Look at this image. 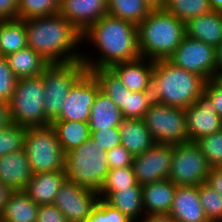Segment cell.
Wrapping results in <instances>:
<instances>
[{"label": "cell", "instance_id": "1", "mask_svg": "<svg viewBox=\"0 0 222 222\" xmlns=\"http://www.w3.org/2000/svg\"><path fill=\"white\" fill-rule=\"evenodd\" d=\"M82 43H84L82 46L89 43L92 48L94 47L91 50L97 51V54L94 52L92 54L90 51L88 54L82 52L81 61L87 71L96 68H110L116 63L130 62L141 58L137 25L109 14L91 24L82 33Z\"/></svg>", "mask_w": 222, "mask_h": 222}, {"label": "cell", "instance_id": "2", "mask_svg": "<svg viewBox=\"0 0 222 222\" xmlns=\"http://www.w3.org/2000/svg\"><path fill=\"white\" fill-rule=\"evenodd\" d=\"M24 23L28 47L50 64L82 59V33L59 13L26 19Z\"/></svg>", "mask_w": 222, "mask_h": 222}, {"label": "cell", "instance_id": "3", "mask_svg": "<svg viewBox=\"0 0 222 222\" xmlns=\"http://www.w3.org/2000/svg\"><path fill=\"white\" fill-rule=\"evenodd\" d=\"M142 58L168 60L186 36V24L163 8L152 9L137 25Z\"/></svg>", "mask_w": 222, "mask_h": 222}, {"label": "cell", "instance_id": "4", "mask_svg": "<svg viewBox=\"0 0 222 222\" xmlns=\"http://www.w3.org/2000/svg\"><path fill=\"white\" fill-rule=\"evenodd\" d=\"M205 82L201 76L176 67L168 60H157L150 93L156 102L185 109L203 94Z\"/></svg>", "mask_w": 222, "mask_h": 222}, {"label": "cell", "instance_id": "5", "mask_svg": "<svg viewBox=\"0 0 222 222\" xmlns=\"http://www.w3.org/2000/svg\"><path fill=\"white\" fill-rule=\"evenodd\" d=\"M92 138L65 154V173L69 181L99 192L110 166L106 152Z\"/></svg>", "mask_w": 222, "mask_h": 222}, {"label": "cell", "instance_id": "6", "mask_svg": "<svg viewBox=\"0 0 222 222\" xmlns=\"http://www.w3.org/2000/svg\"><path fill=\"white\" fill-rule=\"evenodd\" d=\"M42 75L17 79L9 104L12 123L26 128L51 125L44 111Z\"/></svg>", "mask_w": 222, "mask_h": 222}, {"label": "cell", "instance_id": "7", "mask_svg": "<svg viewBox=\"0 0 222 222\" xmlns=\"http://www.w3.org/2000/svg\"><path fill=\"white\" fill-rule=\"evenodd\" d=\"M24 151L33 174L65 171V153L51 125L26 128Z\"/></svg>", "mask_w": 222, "mask_h": 222}, {"label": "cell", "instance_id": "8", "mask_svg": "<svg viewBox=\"0 0 222 222\" xmlns=\"http://www.w3.org/2000/svg\"><path fill=\"white\" fill-rule=\"evenodd\" d=\"M87 71L80 61L49 64L42 72L45 91L44 111L52 123L61 112L64 99L73 84Z\"/></svg>", "mask_w": 222, "mask_h": 222}, {"label": "cell", "instance_id": "9", "mask_svg": "<svg viewBox=\"0 0 222 222\" xmlns=\"http://www.w3.org/2000/svg\"><path fill=\"white\" fill-rule=\"evenodd\" d=\"M143 120L156 143L189 142L184 108L154 101Z\"/></svg>", "mask_w": 222, "mask_h": 222}, {"label": "cell", "instance_id": "10", "mask_svg": "<svg viewBox=\"0 0 222 222\" xmlns=\"http://www.w3.org/2000/svg\"><path fill=\"white\" fill-rule=\"evenodd\" d=\"M210 169L196 142L173 144L169 179L176 186H199L206 182Z\"/></svg>", "mask_w": 222, "mask_h": 222}, {"label": "cell", "instance_id": "11", "mask_svg": "<svg viewBox=\"0 0 222 222\" xmlns=\"http://www.w3.org/2000/svg\"><path fill=\"white\" fill-rule=\"evenodd\" d=\"M168 61L176 67L201 76L205 81L214 79L217 73L215 48L187 35Z\"/></svg>", "mask_w": 222, "mask_h": 222}, {"label": "cell", "instance_id": "12", "mask_svg": "<svg viewBox=\"0 0 222 222\" xmlns=\"http://www.w3.org/2000/svg\"><path fill=\"white\" fill-rule=\"evenodd\" d=\"M99 90V84L93 74L86 71L71 87L64 99L60 115L54 121L88 122Z\"/></svg>", "mask_w": 222, "mask_h": 222}, {"label": "cell", "instance_id": "13", "mask_svg": "<svg viewBox=\"0 0 222 222\" xmlns=\"http://www.w3.org/2000/svg\"><path fill=\"white\" fill-rule=\"evenodd\" d=\"M98 200L97 192L66 179L53 204L66 216L68 222H86Z\"/></svg>", "mask_w": 222, "mask_h": 222}, {"label": "cell", "instance_id": "14", "mask_svg": "<svg viewBox=\"0 0 222 222\" xmlns=\"http://www.w3.org/2000/svg\"><path fill=\"white\" fill-rule=\"evenodd\" d=\"M173 144L155 143L142 154L134 156L133 169L137 183L144 185L169 179Z\"/></svg>", "mask_w": 222, "mask_h": 222}, {"label": "cell", "instance_id": "15", "mask_svg": "<svg viewBox=\"0 0 222 222\" xmlns=\"http://www.w3.org/2000/svg\"><path fill=\"white\" fill-rule=\"evenodd\" d=\"M185 113L188 137L191 142L222 129V119L204 94L198 97L194 104L185 108Z\"/></svg>", "mask_w": 222, "mask_h": 222}, {"label": "cell", "instance_id": "16", "mask_svg": "<svg viewBox=\"0 0 222 222\" xmlns=\"http://www.w3.org/2000/svg\"><path fill=\"white\" fill-rule=\"evenodd\" d=\"M58 13L83 33L108 14V0H61Z\"/></svg>", "mask_w": 222, "mask_h": 222}, {"label": "cell", "instance_id": "17", "mask_svg": "<svg viewBox=\"0 0 222 222\" xmlns=\"http://www.w3.org/2000/svg\"><path fill=\"white\" fill-rule=\"evenodd\" d=\"M168 215L175 222H209L200 202L198 186H176Z\"/></svg>", "mask_w": 222, "mask_h": 222}, {"label": "cell", "instance_id": "18", "mask_svg": "<svg viewBox=\"0 0 222 222\" xmlns=\"http://www.w3.org/2000/svg\"><path fill=\"white\" fill-rule=\"evenodd\" d=\"M32 176L24 149L0 157V183L11 191L24 190Z\"/></svg>", "mask_w": 222, "mask_h": 222}, {"label": "cell", "instance_id": "19", "mask_svg": "<svg viewBox=\"0 0 222 222\" xmlns=\"http://www.w3.org/2000/svg\"><path fill=\"white\" fill-rule=\"evenodd\" d=\"M155 61L139 58L130 62L113 64L110 68L120 78L122 84L132 92L150 91Z\"/></svg>", "mask_w": 222, "mask_h": 222}, {"label": "cell", "instance_id": "20", "mask_svg": "<svg viewBox=\"0 0 222 222\" xmlns=\"http://www.w3.org/2000/svg\"><path fill=\"white\" fill-rule=\"evenodd\" d=\"M176 185L163 179L142 185L145 215H168L171 211Z\"/></svg>", "mask_w": 222, "mask_h": 222}, {"label": "cell", "instance_id": "21", "mask_svg": "<svg viewBox=\"0 0 222 222\" xmlns=\"http://www.w3.org/2000/svg\"><path fill=\"white\" fill-rule=\"evenodd\" d=\"M67 179L65 171L33 174L24 192L37 204H53L61 185Z\"/></svg>", "mask_w": 222, "mask_h": 222}, {"label": "cell", "instance_id": "22", "mask_svg": "<svg viewBox=\"0 0 222 222\" xmlns=\"http://www.w3.org/2000/svg\"><path fill=\"white\" fill-rule=\"evenodd\" d=\"M186 35L216 48L222 42V12L210 11L186 23Z\"/></svg>", "mask_w": 222, "mask_h": 222}, {"label": "cell", "instance_id": "23", "mask_svg": "<svg viewBox=\"0 0 222 222\" xmlns=\"http://www.w3.org/2000/svg\"><path fill=\"white\" fill-rule=\"evenodd\" d=\"M121 145L133 156L142 154L156 142L143 119H125L119 126Z\"/></svg>", "mask_w": 222, "mask_h": 222}, {"label": "cell", "instance_id": "24", "mask_svg": "<svg viewBox=\"0 0 222 222\" xmlns=\"http://www.w3.org/2000/svg\"><path fill=\"white\" fill-rule=\"evenodd\" d=\"M38 208L24 190L11 191L0 214V222H37Z\"/></svg>", "mask_w": 222, "mask_h": 222}, {"label": "cell", "instance_id": "25", "mask_svg": "<svg viewBox=\"0 0 222 222\" xmlns=\"http://www.w3.org/2000/svg\"><path fill=\"white\" fill-rule=\"evenodd\" d=\"M115 209H118L131 222H140L145 216L142 199V186L115 190L106 200Z\"/></svg>", "mask_w": 222, "mask_h": 222}, {"label": "cell", "instance_id": "26", "mask_svg": "<svg viewBox=\"0 0 222 222\" xmlns=\"http://www.w3.org/2000/svg\"><path fill=\"white\" fill-rule=\"evenodd\" d=\"M123 117L118 106L103 92L98 91L88 121L90 131L119 127Z\"/></svg>", "mask_w": 222, "mask_h": 222}, {"label": "cell", "instance_id": "27", "mask_svg": "<svg viewBox=\"0 0 222 222\" xmlns=\"http://www.w3.org/2000/svg\"><path fill=\"white\" fill-rule=\"evenodd\" d=\"M6 59L9 67L18 79L39 76L50 64L29 47L6 56Z\"/></svg>", "mask_w": 222, "mask_h": 222}, {"label": "cell", "instance_id": "28", "mask_svg": "<svg viewBox=\"0 0 222 222\" xmlns=\"http://www.w3.org/2000/svg\"><path fill=\"white\" fill-rule=\"evenodd\" d=\"M26 47L28 44L24 20H0V56L6 57Z\"/></svg>", "mask_w": 222, "mask_h": 222}, {"label": "cell", "instance_id": "29", "mask_svg": "<svg viewBox=\"0 0 222 222\" xmlns=\"http://www.w3.org/2000/svg\"><path fill=\"white\" fill-rule=\"evenodd\" d=\"M51 126L65 154L82 145L91 136L88 122L53 121Z\"/></svg>", "mask_w": 222, "mask_h": 222}, {"label": "cell", "instance_id": "30", "mask_svg": "<svg viewBox=\"0 0 222 222\" xmlns=\"http://www.w3.org/2000/svg\"><path fill=\"white\" fill-rule=\"evenodd\" d=\"M90 72L97 80L100 91L107 95L122 111L125 108L128 89L122 84L117 74L111 68H96Z\"/></svg>", "mask_w": 222, "mask_h": 222}, {"label": "cell", "instance_id": "31", "mask_svg": "<svg viewBox=\"0 0 222 222\" xmlns=\"http://www.w3.org/2000/svg\"><path fill=\"white\" fill-rule=\"evenodd\" d=\"M145 0H108V14L138 25L151 12Z\"/></svg>", "mask_w": 222, "mask_h": 222}, {"label": "cell", "instance_id": "32", "mask_svg": "<svg viewBox=\"0 0 222 222\" xmlns=\"http://www.w3.org/2000/svg\"><path fill=\"white\" fill-rule=\"evenodd\" d=\"M163 9L185 24L193 18L212 11L209 0H165Z\"/></svg>", "mask_w": 222, "mask_h": 222}, {"label": "cell", "instance_id": "33", "mask_svg": "<svg viewBox=\"0 0 222 222\" xmlns=\"http://www.w3.org/2000/svg\"><path fill=\"white\" fill-rule=\"evenodd\" d=\"M137 180L133 166L110 169L99 194V199L106 200L115 190L136 186Z\"/></svg>", "mask_w": 222, "mask_h": 222}, {"label": "cell", "instance_id": "34", "mask_svg": "<svg viewBox=\"0 0 222 222\" xmlns=\"http://www.w3.org/2000/svg\"><path fill=\"white\" fill-rule=\"evenodd\" d=\"M61 0H18V18L45 17L59 12Z\"/></svg>", "mask_w": 222, "mask_h": 222}, {"label": "cell", "instance_id": "35", "mask_svg": "<svg viewBox=\"0 0 222 222\" xmlns=\"http://www.w3.org/2000/svg\"><path fill=\"white\" fill-rule=\"evenodd\" d=\"M154 102L150 91L126 92L125 108L121 111L125 119H144Z\"/></svg>", "mask_w": 222, "mask_h": 222}, {"label": "cell", "instance_id": "36", "mask_svg": "<svg viewBox=\"0 0 222 222\" xmlns=\"http://www.w3.org/2000/svg\"><path fill=\"white\" fill-rule=\"evenodd\" d=\"M198 194L209 222H222V195L206 183L198 186Z\"/></svg>", "mask_w": 222, "mask_h": 222}, {"label": "cell", "instance_id": "37", "mask_svg": "<svg viewBox=\"0 0 222 222\" xmlns=\"http://www.w3.org/2000/svg\"><path fill=\"white\" fill-rule=\"evenodd\" d=\"M26 127L11 123L0 129V157L24 149Z\"/></svg>", "mask_w": 222, "mask_h": 222}, {"label": "cell", "instance_id": "38", "mask_svg": "<svg viewBox=\"0 0 222 222\" xmlns=\"http://www.w3.org/2000/svg\"><path fill=\"white\" fill-rule=\"evenodd\" d=\"M195 142L211 168L222 167V129Z\"/></svg>", "mask_w": 222, "mask_h": 222}, {"label": "cell", "instance_id": "39", "mask_svg": "<svg viewBox=\"0 0 222 222\" xmlns=\"http://www.w3.org/2000/svg\"><path fill=\"white\" fill-rule=\"evenodd\" d=\"M86 222H131L118 209L99 199Z\"/></svg>", "mask_w": 222, "mask_h": 222}, {"label": "cell", "instance_id": "40", "mask_svg": "<svg viewBox=\"0 0 222 222\" xmlns=\"http://www.w3.org/2000/svg\"><path fill=\"white\" fill-rule=\"evenodd\" d=\"M17 79L6 57L0 56V101L8 103L11 100Z\"/></svg>", "mask_w": 222, "mask_h": 222}, {"label": "cell", "instance_id": "41", "mask_svg": "<svg viewBox=\"0 0 222 222\" xmlns=\"http://www.w3.org/2000/svg\"><path fill=\"white\" fill-rule=\"evenodd\" d=\"M105 152L121 145V136L119 127H112L109 129H102L98 131H91V136Z\"/></svg>", "mask_w": 222, "mask_h": 222}, {"label": "cell", "instance_id": "42", "mask_svg": "<svg viewBox=\"0 0 222 222\" xmlns=\"http://www.w3.org/2000/svg\"><path fill=\"white\" fill-rule=\"evenodd\" d=\"M110 169L133 166L134 156L122 145L106 151Z\"/></svg>", "mask_w": 222, "mask_h": 222}, {"label": "cell", "instance_id": "43", "mask_svg": "<svg viewBox=\"0 0 222 222\" xmlns=\"http://www.w3.org/2000/svg\"><path fill=\"white\" fill-rule=\"evenodd\" d=\"M203 94L208 98L217 115L222 119V87L214 80L206 81Z\"/></svg>", "mask_w": 222, "mask_h": 222}, {"label": "cell", "instance_id": "44", "mask_svg": "<svg viewBox=\"0 0 222 222\" xmlns=\"http://www.w3.org/2000/svg\"><path fill=\"white\" fill-rule=\"evenodd\" d=\"M37 222H68L66 216L54 205H39Z\"/></svg>", "mask_w": 222, "mask_h": 222}, {"label": "cell", "instance_id": "45", "mask_svg": "<svg viewBox=\"0 0 222 222\" xmlns=\"http://www.w3.org/2000/svg\"><path fill=\"white\" fill-rule=\"evenodd\" d=\"M18 18V0H0V20Z\"/></svg>", "mask_w": 222, "mask_h": 222}, {"label": "cell", "instance_id": "46", "mask_svg": "<svg viewBox=\"0 0 222 222\" xmlns=\"http://www.w3.org/2000/svg\"><path fill=\"white\" fill-rule=\"evenodd\" d=\"M205 183L222 195V167L211 168Z\"/></svg>", "mask_w": 222, "mask_h": 222}, {"label": "cell", "instance_id": "47", "mask_svg": "<svg viewBox=\"0 0 222 222\" xmlns=\"http://www.w3.org/2000/svg\"><path fill=\"white\" fill-rule=\"evenodd\" d=\"M12 123L9 104L7 102L0 101V129L6 128Z\"/></svg>", "mask_w": 222, "mask_h": 222}, {"label": "cell", "instance_id": "48", "mask_svg": "<svg viewBox=\"0 0 222 222\" xmlns=\"http://www.w3.org/2000/svg\"><path fill=\"white\" fill-rule=\"evenodd\" d=\"M140 222H175L169 215H145Z\"/></svg>", "mask_w": 222, "mask_h": 222}, {"label": "cell", "instance_id": "49", "mask_svg": "<svg viewBox=\"0 0 222 222\" xmlns=\"http://www.w3.org/2000/svg\"><path fill=\"white\" fill-rule=\"evenodd\" d=\"M10 192L11 190L7 186L0 183V214L2 213L4 209L5 203L7 201V198Z\"/></svg>", "mask_w": 222, "mask_h": 222}, {"label": "cell", "instance_id": "50", "mask_svg": "<svg viewBox=\"0 0 222 222\" xmlns=\"http://www.w3.org/2000/svg\"><path fill=\"white\" fill-rule=\"evenodd\" d=\"M217 72L222 71V42L215 48Z\"/></svg>", "mask_w": 222, "mask_h": 222}, {"label": "cell", "instance_id": "51", "mask_svg": "<svg viewBox=\"0 0 222 222\" xmlns=\"http://www.w3.org/2000/svg\"><path fill=\"white\" fill-rule=\"evenodd\" d=\"M211 10L222 12V0H209Z\"/></svg>", "mask_w": 222, "mask_h": 222}, {"label": "cell", "instance_id": "52", "mask_svg": "<svg viewBox=\"0 0 222 222\" xmlns=\"http://www.w3.org/2000/svg\"><path fill=\"white\" fill-rule=\"evenodd\" d=\"M152 9L163 8L165 0H145Z\"/></svg>", "mask_w": 222, "mask_h": 222}, {"label": "cell", "instance_id": "53", "mask_svg": "<svg viewBox=\"0 0 222 222\" xmlns=\"http://www.w3.org/2000/svg\"><path fill=\"white\" fill-rule=\"evenodd\" d=\"M214 80L222 87V71L216 73Z\"/></svg>", "mask_w": 222, "mask_h": 222}]
</instances>
